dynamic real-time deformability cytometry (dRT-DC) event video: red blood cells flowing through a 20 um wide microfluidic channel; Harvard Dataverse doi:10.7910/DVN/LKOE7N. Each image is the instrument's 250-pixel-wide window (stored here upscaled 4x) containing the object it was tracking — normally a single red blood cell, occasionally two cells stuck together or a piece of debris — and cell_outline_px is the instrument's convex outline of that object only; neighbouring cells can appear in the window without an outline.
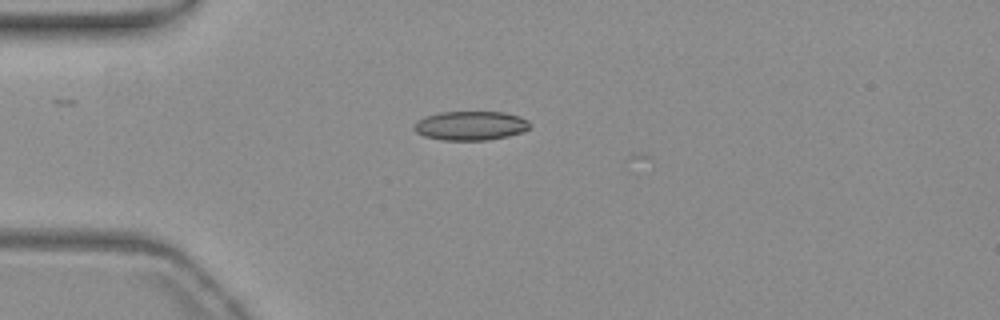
{"species": "common noctule bat (a hibernating species)", "species_latin": "Nyctalus noctula", "temperature_condition": "warm", "stored_images_in_passage": 15, "camera_frame_rate_fps": 3000, "um_per_image_px": 0.085, "animal": {"sex": "female", "body_mass_g": 19.3, "forearm_length_mm": 54.1}, "frame": {"image": 1, "passage_image": 13, "time_ms": 4.0, "image_size_px": [1000, 320], "cell_outline_px": [[532, 124], [524, 132], [508, 136], [488, 140], [444, 140], [424, 136], [416, 132], [412, 128], [416, 120], [424, 116], [440, 112], [504, 112], [520, 116], [528, 120]], "centroid_in_image_um": [40.0, 10.68], "position_along_channel_um": 45.0, "area_um2": 19.88}}